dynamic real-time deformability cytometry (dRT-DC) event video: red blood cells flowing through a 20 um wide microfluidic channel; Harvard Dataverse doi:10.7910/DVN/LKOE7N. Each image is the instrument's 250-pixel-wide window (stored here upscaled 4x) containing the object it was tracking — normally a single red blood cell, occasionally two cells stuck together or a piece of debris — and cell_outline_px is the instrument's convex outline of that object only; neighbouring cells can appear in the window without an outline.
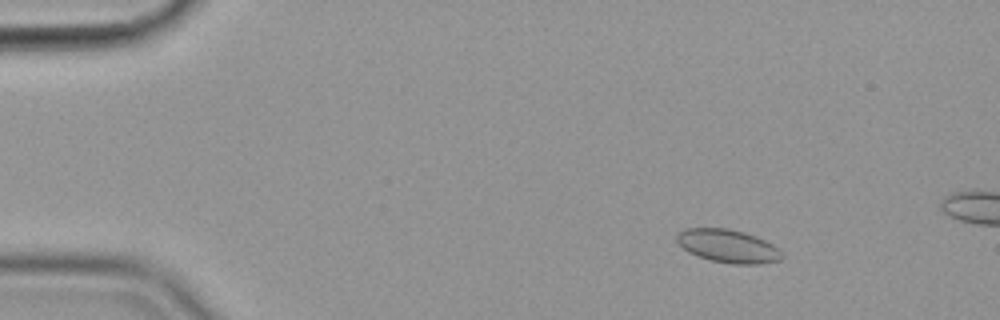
{"species": "common noctule bat (a hibernating species)", "species_latin": "Nyctalus noctula", "temperature_condition": "cold", "stored_images_in_passage": 10, "camera_frame_rate_fps": 3000, "um_per_image_px": 0.085, "animal": {"sex": "female", "body_mass_g": 19.9}, "frame": {"image": 1, "passage_image": 2, "time_ms": 0.333, "image_size_px": [1000, 320], "cell_outline_px": [[784, 256], [780, 260], [760, 264], [732, 264], [712, 260], [696, 256], [688, 252], [676, 240], [676, 236], [684, 228], [728, 228], [744, 232], [756, 236], [772, 244]], "centroid_in_image_um": [61.87, 20.91], "position_along_channel_um": 23.1, "area_um2": 20.23}}